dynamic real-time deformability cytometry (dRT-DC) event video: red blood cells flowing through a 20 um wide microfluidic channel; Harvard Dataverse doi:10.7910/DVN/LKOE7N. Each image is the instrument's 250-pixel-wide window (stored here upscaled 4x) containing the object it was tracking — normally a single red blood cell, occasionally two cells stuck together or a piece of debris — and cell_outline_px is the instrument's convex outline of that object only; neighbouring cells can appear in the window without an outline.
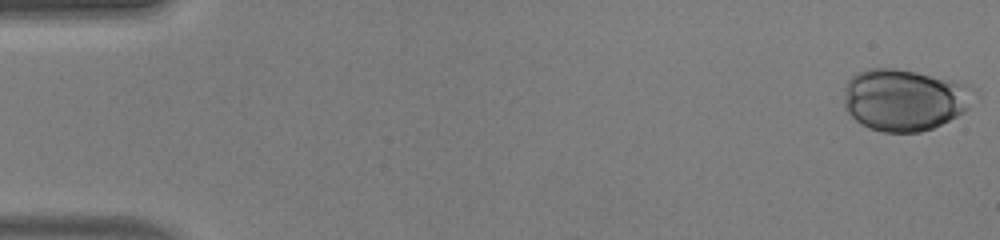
{"species": "human", "species_latin": "Homo sapiens", "temperature_condition": "warm", "stored_images_in_passage": 41, "camera_frame_rate_fps": 3000, "um_per_image_px": 0.085, "donor": {"sex": "male"}, "frame": {"image": 1, "passage_image": 1, "time_ms": 0.0, "image_size_px": [1000, 240], "cell_outline_px": [[968, 108], [964, 112], [932, 128], [920, 132], [884, 132], [872, 128], [856, 120], [848, 112], [844, 104], [844, 100], [848, 80], [856, 72], [868, 68], [896, 68], [916, 72], [952, 80], [968, 84]], "centroid_in_image_um": [76.8, 8.47], "position_along_channel_um": 8.2, "area_um2": 45.78}}
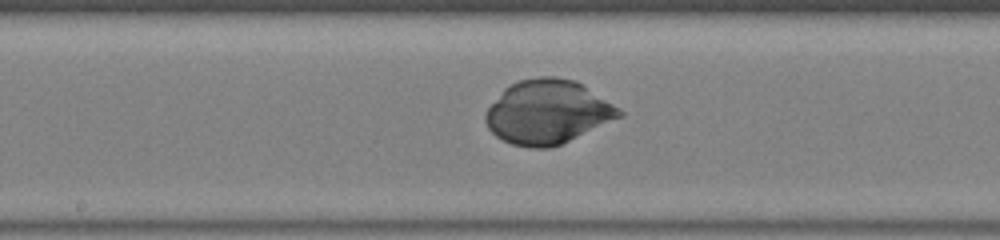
{"frame": {"image": 2, "passage_image": 26, "time_ms": 8.333, "image_size_px": [1000, 240], "cell_outline_px": [[624, 116], [552, 148], [528, 148], [512, 144], [496, 136], [488, 128], [484, 120], [484, 116], [488, 108], [504, 88], [508, 84], [520, 80], [540, 76], [556, 76], [576, 80], [620, 108], [624, 112]], "centroid_in_image_um": [46.56, 9.52], "position_along_channel_um": 201.6, "area_um2": 50.05}}
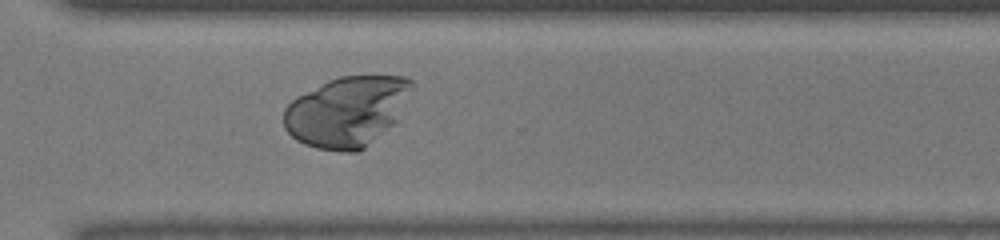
{"frame": {"image": 3, "passage_image": 36, "time_ms": 11.667, "image_size_px": [1000, 240], "cell_outline_px": [[412, 88], [400, 120], [360, 152], [344, 152], [316, 148], [304, 144], [296, 140], [284, 128], [284, 108], [296, 96], [328, 80], [340, 76], [408, 76], [412, 80]], "centroid_in_image_um": [29.53, 9.49], "position_along_channel_um": 341.1, "area_um2": 53.18}, "authors_computed_cell_mechanics": {"area_um2": 48.7254, "velocity_mm_per_s": 4.1956, "shape_relaxation_time_tau1_ms": 4.3241, "shape_relaxation_time_tau2_ms": null, "deformation_change_tau1": 0.1868, "deformation_change_tau2": null}}